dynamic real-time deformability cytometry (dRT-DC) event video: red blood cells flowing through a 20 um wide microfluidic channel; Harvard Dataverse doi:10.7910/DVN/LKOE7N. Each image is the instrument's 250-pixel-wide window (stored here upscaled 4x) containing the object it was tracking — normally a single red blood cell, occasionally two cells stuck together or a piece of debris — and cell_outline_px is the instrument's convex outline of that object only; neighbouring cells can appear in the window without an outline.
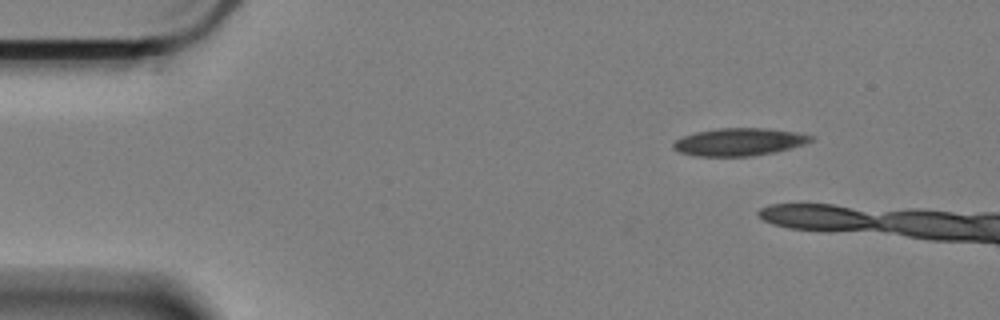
{"species": "Egyptian fruit bat (a non-hibernating species)", "species_latin": "Rousettus aegyptiacus", "temperature_condition": "cold", "stored_images_in_passage": 9, "camera_frame_rate_fps": 3000, "um_per_image_px": 0.085, "animal": {"sex": "female"}, "frame": {"image": 1, "passage_image": 4, "time_ms": 1.0, "image_size_px": [1000, 320], "cell_outline_px": [[812, 140], [804, 144], [772, 152], [752, 156], [696, 156], [680, 152], [672, 148], [672, 144], [676, 140], [684, 136], [696, 132], [716, 128], [768, 128], [796, 132], [812, 136]], "centroid_in_image_um": [62.78, 12.05], "position_along_channel_um": 22.2, "area_um2": 21.91}}